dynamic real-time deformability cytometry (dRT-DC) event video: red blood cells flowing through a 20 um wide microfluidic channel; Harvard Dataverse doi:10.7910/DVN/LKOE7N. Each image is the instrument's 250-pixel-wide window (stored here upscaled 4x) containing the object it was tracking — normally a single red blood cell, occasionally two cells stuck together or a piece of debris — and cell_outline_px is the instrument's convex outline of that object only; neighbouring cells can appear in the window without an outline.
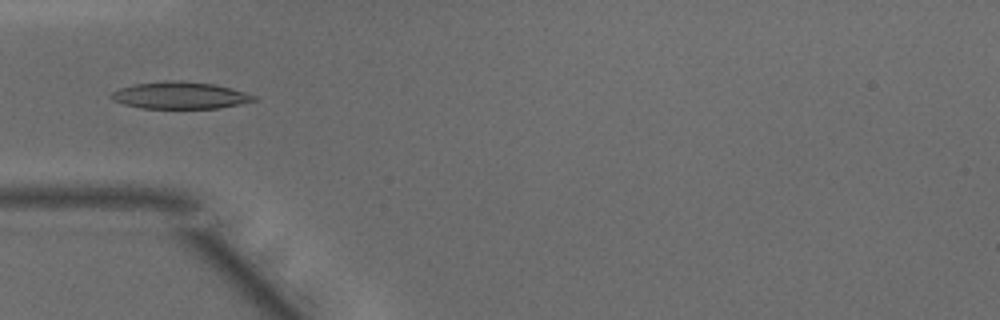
{"species": "common noctule bat (a hibernating species)", "species_latin": "Nyctalus noctula", "temperature_condition": "warm", "stored_images_in_passage": 48, "camera_frame_rate_fps": 3000, "um_per_image_px": 0.085, "animal": {"sex": "male", "body_mass_g": 15.6}, "frame": {"image": 1, "passage_image": 15, "time_ms": 4.667, "image_size_px": [1000, 320], "cell_outline_px": [[256, 100], [240, 104], [220, 108], [140, 108], [124, 104], [112, 100], [108, 96], [112, 92], [120, 88], [136, 84], [164, 80], [176, 80], [212, 84], [244, 92], [256, 96]], "centroid_in_image_um": [15.25, 8.11], "position_along_channel_um": 69.7, "area_um2": 22.25}}
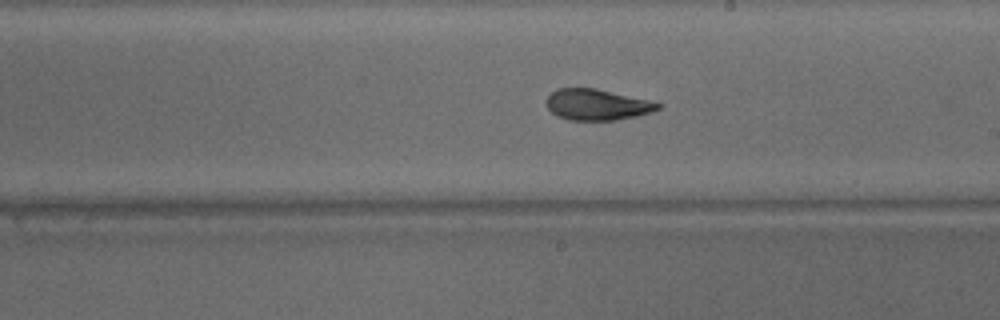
{"frame": {"image": 2, "passage_image": 27, "time_ms": 8.667, "image_size_px": [1000, 320], "cell_outline_px": [[660, 108], [652, 112], [636, 116], [616, 120], [568, 120], [556, 116], [548, 108], [544, 100], [556, 88], [596, 88], [648, 100], [660, 104]], "centroid_in_image_um": [50.7, 8.9], "position_along_channel_um": 238.3, "area_um2": 20.17}}
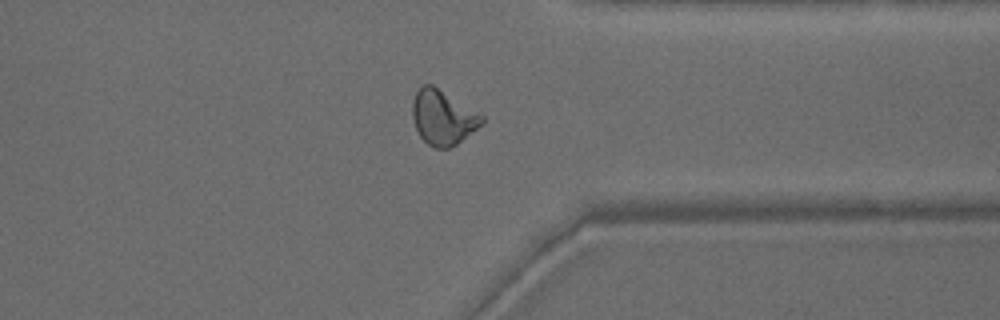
{"frame": {"image": 3, "passage_image": 37, "time_ms": 12.0, "image_size_px": [1000, 320], "cell_outline_px": [[484, 120], [476, 128], [456, 144], [448, 148], [432, 148], [420, 136], [416, 128], [412, 116], [412, 100], [416, 92], [424, 84], [432, 84], [480, 112], [484, 116]], "centroid_in_image_um": [37.63, 9.96], "position_along_channel_um": 373.8, "area_um2": 22.02}, "authors_computed_cell_mechanics": {"area_um2": 21.7328, "velocity_mm_per_s": 4.1941, "shape_relaxation_time_tau1_ms": 6.7854, "shape_relaxation_time_tau2_ms": 1.5082, "deformation_change_tau1": 0.217, "deformation_change_tau2": 0.077}}